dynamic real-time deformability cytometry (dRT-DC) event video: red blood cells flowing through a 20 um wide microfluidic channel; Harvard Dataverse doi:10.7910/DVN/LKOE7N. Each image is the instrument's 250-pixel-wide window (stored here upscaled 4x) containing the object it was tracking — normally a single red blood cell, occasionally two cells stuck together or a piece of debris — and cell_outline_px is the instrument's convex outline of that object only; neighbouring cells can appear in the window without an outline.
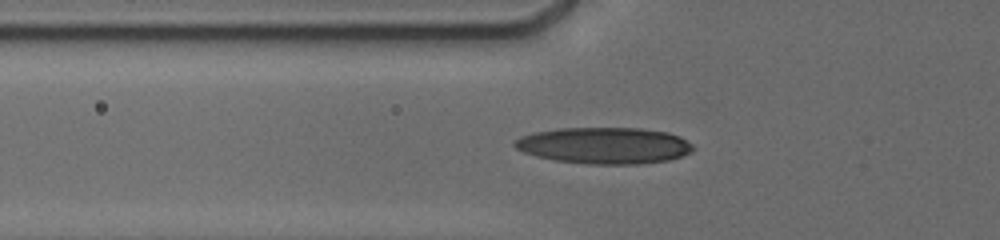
{"species": "human", "species_latin": "Homo sapiens", "temperature_condition": "cold", "stored_images_in_passage": 60, "camera_frame_rate_fps": 3000, "um_per_image_px": 0.085, "donor": {"sex": "male"}, "frame": {"image": 1, "passage_image": 12, "time_ms": 6.667, "image_size_px": [1000, 240], "cell_outline_px": [[696, 148], [680, 156], [668, 160], [636, 164], [588, 164], [552, 160], [536, 156], [524, 152], [516, 148], [512, 144], [520, 136], [536, 132], [560, 128], [640, 128], [668, 132], [680, 136], [692, 144]], "centroid_in_image_um": [51.36, 12.37], "position_along_channel_um": 74.4, "area_um2": 37.86}}
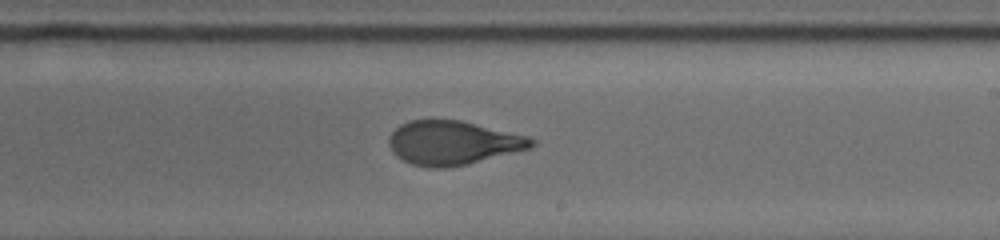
{"frame": {"image": 2, "passage_image": 30, "time_ms": 11.333, "image_size_px": [1000, 240], "cell_outline_px": [[536, 144], [532, 148], [468, 164], [448, 168], [428, 168], [412, 164], [396, 156], [392, 152], [388, 144], [388, 136], [400, 124], [408, 120], [432, 116], [460, 120], [528, 136], [536, 140]], "centroid_in_image_um": [38.46, 12.11], "position_along_channel_um": 250.5, "area_um2": 37.51}}
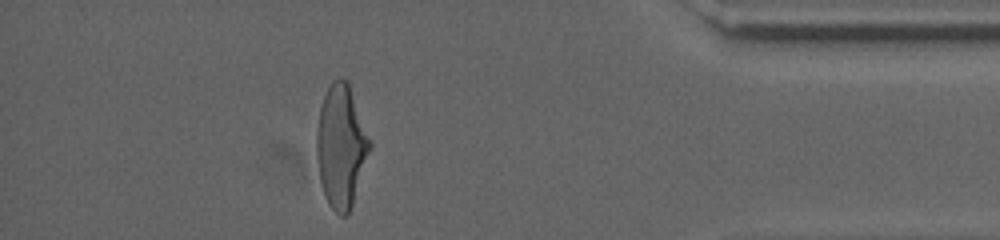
{"frame": {"image": 3, "passage_image": 51, "time_ms": 16.333, "image_size_px": [1000, 240], "cell_outline_px": [[372, 148], [352, 204], [348, 212], [344, 216], [340, 216], [328, 204], [324, 196], [320, 180], [316, 152], [316, 132], [320, 108], [324, 96], [332, 80], [340, 76], [348, 80], [372, 144]], "centroid_in_image_um": [29.0, 12.4], "position_along_channel_um": 406.2, "area_um2": 38.15}, "authors_computed_cell_mechanics": {"area_um2": 36.5874, "velocity_mm_per_s": 3.7845, "shape_relaxation_time_tau1_ms": 4.0682, "shape_relaxation_time_tau2_ms": 0.8724, "deformation_change_tau1": 0.1821, "deformation_change_tau2": 0.0711}}